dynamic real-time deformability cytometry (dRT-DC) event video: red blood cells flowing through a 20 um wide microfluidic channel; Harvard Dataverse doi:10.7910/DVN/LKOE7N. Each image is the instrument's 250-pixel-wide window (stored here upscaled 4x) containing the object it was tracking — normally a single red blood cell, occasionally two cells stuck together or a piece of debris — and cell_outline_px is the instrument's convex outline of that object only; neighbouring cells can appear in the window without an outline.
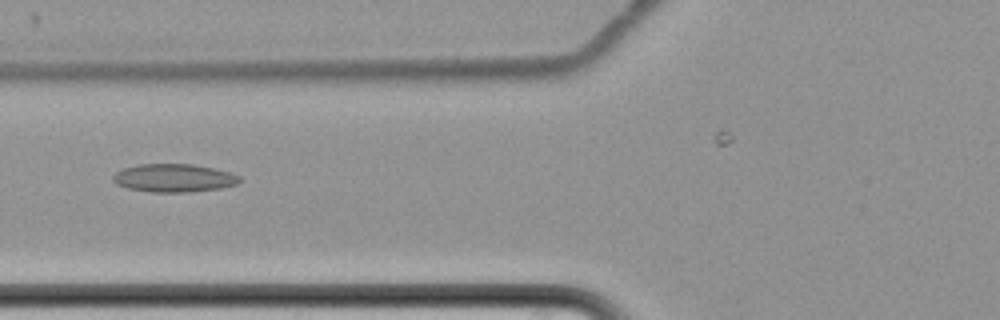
{"species": "common noctule bat (a hibernating species)", "species_latin": "Nyctalus noctula", "temperature_condition": "cold", "stored_images_in_passage": 4, "camera_frame_rate_fps": 3000, "um_per_image_px": 0.085, "animal": {"sex": "female", "body_mass_g": 22.7, "forearm_length_mm": 54.2}, "frame": {"image": 1, "passage_image": 2, "time_ms": 1.0, "image_size_px": [1000, 320], "cell_outline_px": [[240, 180], [236, 184], [220, 188], [188, 192], [152, 192], [128, 188], [116, 184], [112, 180], [112, 176], [116, 172], [124, 168], [136, 164], [192, 164], [216, 168], [232, 172], [240, 176]], "centroid_in_image_um": [14.78, 15.12], "position_along_channel_um": 111.0, "area_um2": 20.87}}
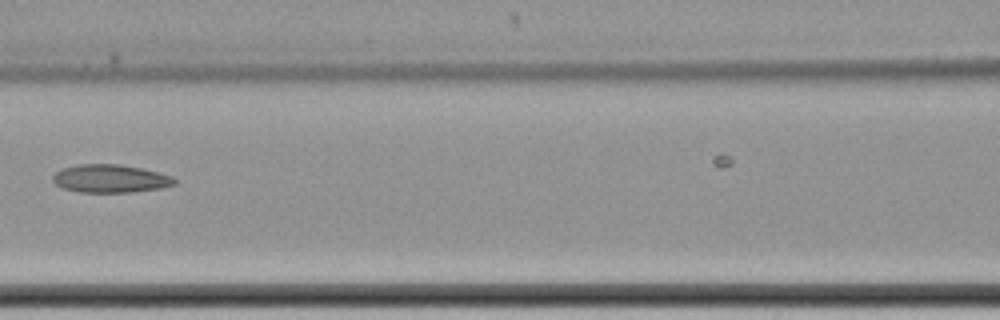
{"frame": {"image": 2, "passage_image": 3, "time_ms": 2.333, "image_size_px": [1000, 320], "cell_outline_px": [[176, 184], [160, 188], [132, 192], [80, 192], [64, 188], [56, 184], [52, 180], [52, 176], [56, 172], [64, 168], [76, 164], [120, 164], [140, 168], [172, 176], [176, 180]], "centroid_in_image_um": [9.37, 15.18], "position_along_channel_um": 157.2, "area_um2": 19.77}}